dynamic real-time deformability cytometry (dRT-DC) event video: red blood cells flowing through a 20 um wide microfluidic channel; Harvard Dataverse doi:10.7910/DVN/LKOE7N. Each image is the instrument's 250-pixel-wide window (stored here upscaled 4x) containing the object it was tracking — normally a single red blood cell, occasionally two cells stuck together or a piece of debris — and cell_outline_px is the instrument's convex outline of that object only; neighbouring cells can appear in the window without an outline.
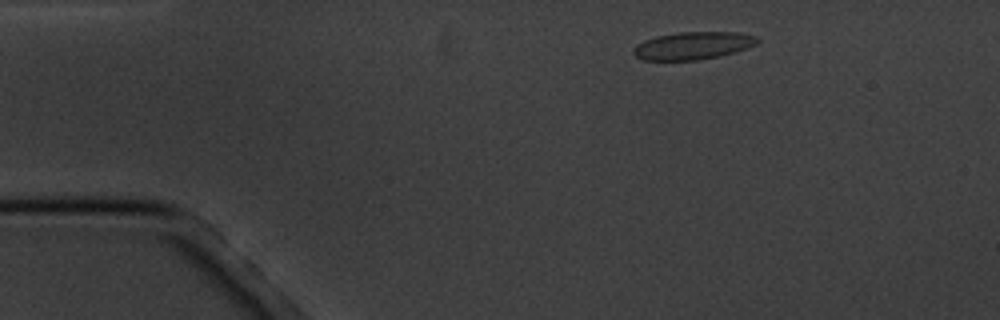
{"species": "common noctule bat (a hibernating species)", "species_latin": "Nyctalus noctula", "temperature_condition": "cold", "stored_images_in_passage": 4, "camera_frame_rate_fps": 3000, "um_per_image_px": 0.085, "animal": {"sex": "male", "body_mass_g": 20.1, "forearm_length_mm": 53.5}, "frame": {"image": 1, "passage_image": 2, "time_ms": 1.0, "image_size_px": [1000, 320], "cell_outline_px": [[760, 40], [756, 44], [748, 48], [736, 52], [720, 56], [696, 60], [644, 60], [636, 56], [632, 52], [632, 48], [636, 44], [644, 40], [656, 36], [680, 32], [740, 32], [756, 36]], "centroid_in_image_um": [58.91, 3.87], "position_along_channel_um": 26.1, "area_um2": 20.11}}